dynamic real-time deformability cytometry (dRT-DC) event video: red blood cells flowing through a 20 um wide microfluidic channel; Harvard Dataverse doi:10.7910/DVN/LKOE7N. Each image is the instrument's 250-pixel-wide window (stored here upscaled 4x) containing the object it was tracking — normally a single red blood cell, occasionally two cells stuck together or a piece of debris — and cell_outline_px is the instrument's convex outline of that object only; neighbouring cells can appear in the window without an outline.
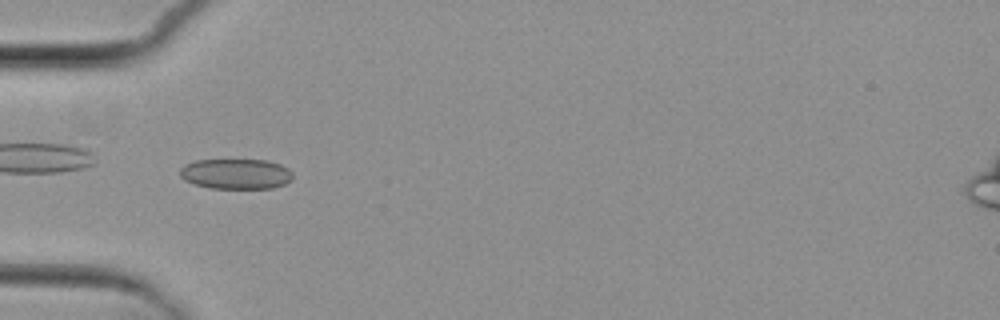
{"species": "common noctule bat (a hibernating species)", "species_latin": "Nyctalus noctula", "temperature_condition": "cold", "stored_images_in_passage": 6, "camera_frame_rate_fps": 3000, "um_per_image_px": 0.085, "animal": {"sex": "female", "body_mass_g": 29.2, "forearm_length_mm": 56.3}, "frame": {"image": 1, "passage_image": 4, "time_ms": 3.333, "image_size_px": [1000, 320], "cell_outline_px": [[292, 180], [284, 184], [272, 188], [208, 188], [184, 180], [180, 176], [180, 168], [184, 164], [196, 160], [268, 160], [280, 164], [288, 168], [292, 172]], "centroid_in_image_um": [20.05, 14.77], "position_along_channel_um": 64.9, "area_um2": 20.0}}
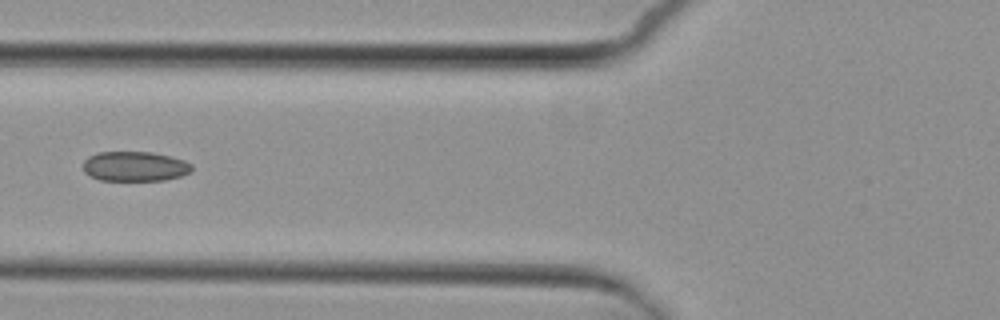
{"frame": {"image": 2, "passage_image": 5, "time_ms": 4.667, "image_size_px": [1000, 320], "cell_outline_px": [[192, 168], [188, 172], [180, 176], [164, 180], [100, 180], [84, 172], [84, 160], [88, 156], [100, 152], [152, 152], [184, 160], [192, 164]], "centroid_in_image_um": [11.45, 14.13], "position_along_channel_um": 114.4, "area_um2": 18.67}}
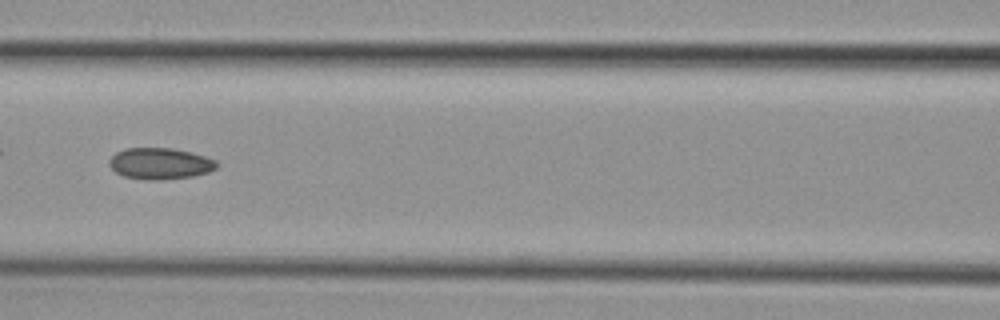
{"frame": {"image": 3, "passage_image": 6, "time_ms": 5.667, "image_size_px": [1000, 320], "cell_outline_px": [[220, 164], [216, 168], [208, 172], [192, 176], [160, 180], [144, 180], [124, 176], [116, 172], [108, 164], [108, 160], [116, 152], [124, 148], [172, 148], [192, 152], [216, 160]], "centroid_in_image_um": [13.6, 13.9], "position_along_channel_um": 153.0, "area_um2": 19.77}}